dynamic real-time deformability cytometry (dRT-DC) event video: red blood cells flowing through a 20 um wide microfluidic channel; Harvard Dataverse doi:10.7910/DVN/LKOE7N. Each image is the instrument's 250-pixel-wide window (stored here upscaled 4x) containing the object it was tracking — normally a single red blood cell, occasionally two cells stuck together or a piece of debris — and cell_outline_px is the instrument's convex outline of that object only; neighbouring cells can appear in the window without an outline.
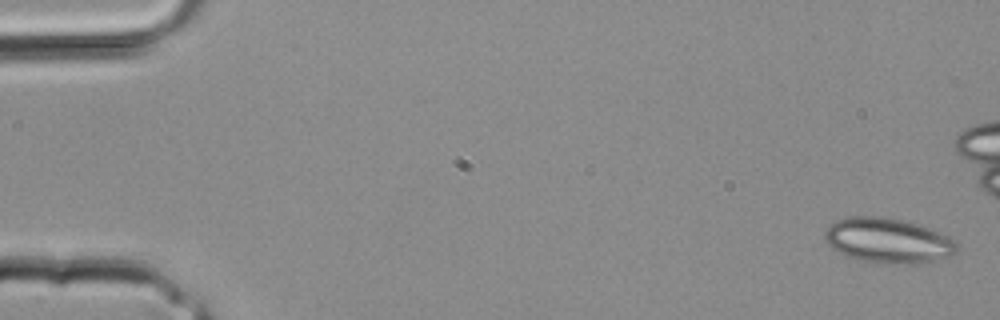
{"species": "common noctule bat (a hibernating species)", "species_latin": "Nyctalus noctula", "temperature_condition": "room temperature", "stored_images_in_passage": 35, "camera_frame_rate_fps": 3000, "um_per_image_px": 0.085, "animal": {"sex": "male", "body_mass_g": 20.4}, "frame": {"image": 1, "passage_image": 1, "time_ms": 0.0, "image_size_px": [1000, 320], "cell_outline_px": [[960, 248], [956, 252], [948, 256], [932, 260], [912, 264], [884, 264], [860, 260], [848, 256], [832, 248], [824, 240], [824, 232], [836, 220], [848, 216], [884, 216], [916, 224], [928, 228], [948, 236]], "centroid_in_image_um": [75.44, 20.45], "position_along_channel_um": 9.6, "area_um2": 34.39}}
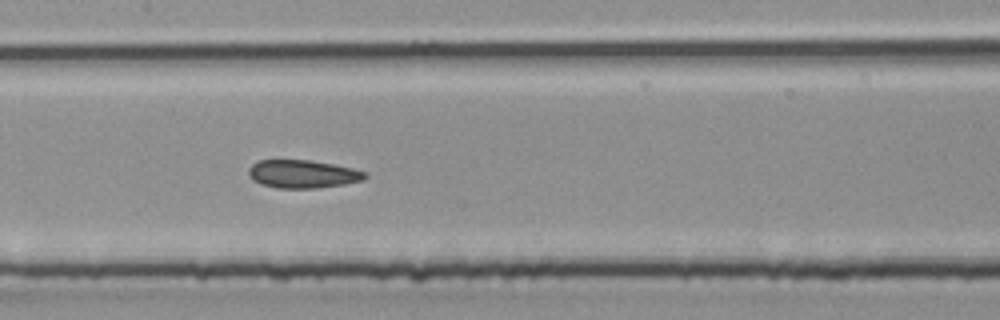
{"frame": {"image": 2, "passage_image": 17, "time_ms": 5.333, "image_size_px": [1000, 320], "cell_outline_px": [[368, 176], [364, 180], [344, 184], [316, 188], [276, 188], [260, 184], [252, 180], [248, 176], [248, 168], [256, 160], [308, 160], [332, 164], [352, 168], [364, 172]], "centroid_in_image_um": [25.68, 14.79], "position_along_channel_um": 181.7, "area_um2": 19.13}}
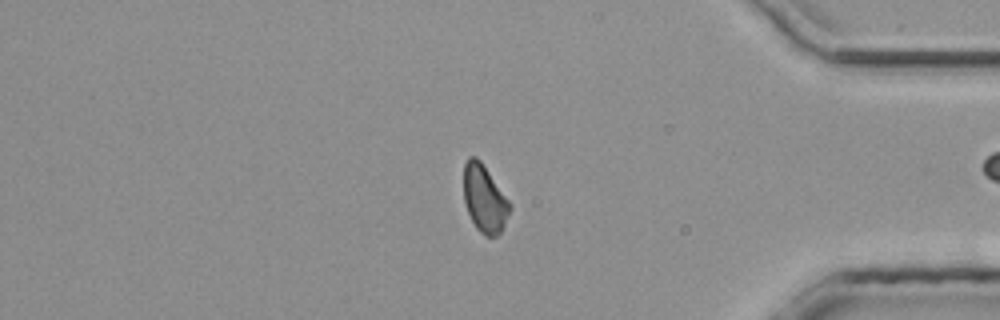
{"frame": {"image": 3, "passage_image": 29, "time_ms": 9.333, "image_size_px": [1000, 320], "cell_outline_px": [[512, 208], [504, 228], [496, 236], [484, 236], [476, 228], [468, 212], [464, 200], [464, 164], [468, 156], [476, 156], [480, 160], [512, 204]], "centroid_in_image_um": [41.2, 16.9], "position_along_channel_um": 394.0, "area_um2": 18.26}}